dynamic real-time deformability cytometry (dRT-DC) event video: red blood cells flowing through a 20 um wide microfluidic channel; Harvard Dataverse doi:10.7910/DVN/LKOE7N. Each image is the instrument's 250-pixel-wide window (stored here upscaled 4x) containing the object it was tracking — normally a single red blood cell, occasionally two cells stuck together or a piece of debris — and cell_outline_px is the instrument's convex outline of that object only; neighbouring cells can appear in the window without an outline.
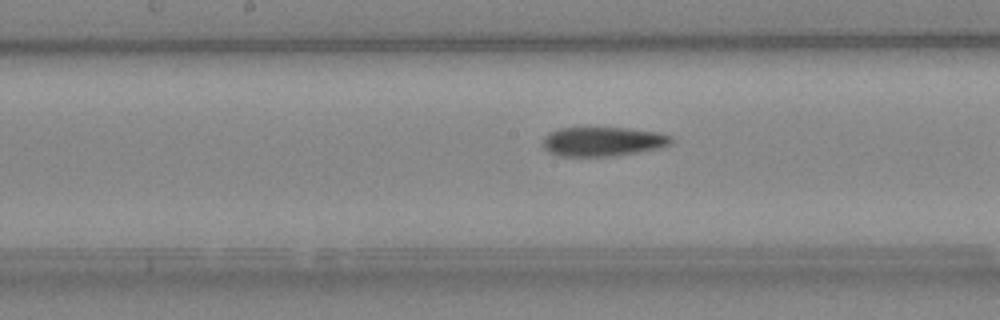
{"species": "Egyptian fruit bat (a non-hibernating species)", "species_latin": "Rousettus aegyptiacus", "temperature_condition": "cold", "stored_images_in_passage": 26, "camera_frame_rate_fps": 3000, "um_per_image_px": 0.085, "animal": {"sex": "female"}, "frame": {"image": 1, "passage_image": 21, "time_ms": 6.667, "image_size_px": [1000, 320], "cell_outline_px": [[672, 144], [660, 148], [612, 156], [560, 156], [548, 152], [540, 144], [544, 136], [548, 132], [560, 128], [628, 128], [660, 132], [672, 136]], "centroid_in_image_um": [51.22, 12.02], "position_along_channel_um": 197.0, "area_um2": 22.14}}